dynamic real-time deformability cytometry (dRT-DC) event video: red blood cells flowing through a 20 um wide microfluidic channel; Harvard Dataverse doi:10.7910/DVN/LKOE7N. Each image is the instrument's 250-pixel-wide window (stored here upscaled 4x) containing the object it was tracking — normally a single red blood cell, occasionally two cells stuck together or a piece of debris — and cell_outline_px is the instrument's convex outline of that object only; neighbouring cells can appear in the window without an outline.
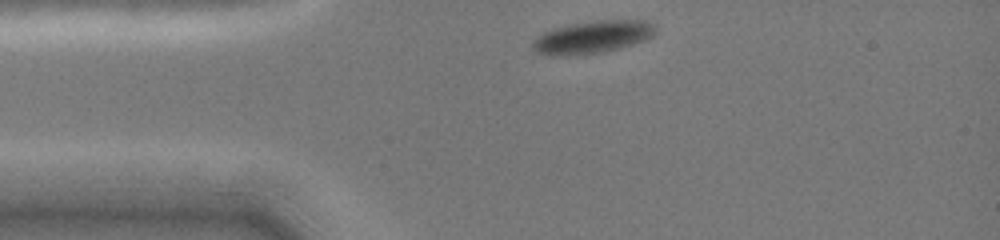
{"species": "common noctule bat (a hibernating species)", "species_latin": "Nyctalus noctula", "temperature_condition": "cold", "stored_images_in_passage": 8, "camera_frame_rate_fps": 3000, "um_per_image_px": 0.085, "animal": {"sex": "female", "body_mass_g": 19.0, "forearm_length_mm": 51.5}, "frame": {"image": 1, "passage_image": 1, "time_ms": 0.0, "image_size_px": [1000, 240], "cell_outline_px": [[656, 28], [652, 36], [620, 48], [600, 52], [560, 56], [536, 52], [532, 48], [532, 40], [536, 36], [552, 28], [572, 24], [600, 20], [648, 20]], "centroid_in_image_um": [50.32, 3.14], "position_along_channel_um": 34.7, "area_um2": 22.95}}
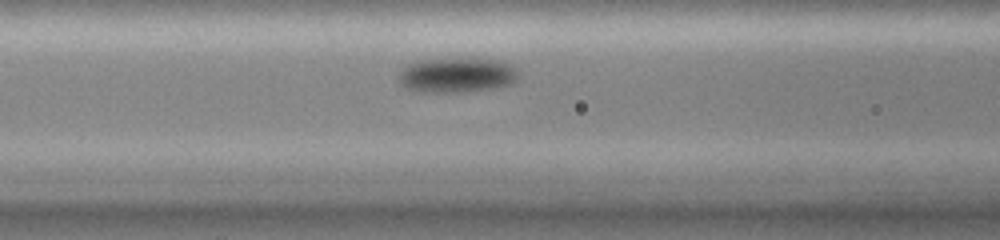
{"frame": {"image": 2, "passage_image": 6, "time_ms": 3.0, "image_size_px": [1000, 240], "cell_outline_px": [[516, 76], [508, 84], [492, 88], [464, 92], [420, 92], [408, 88], [400, 84], [400, 72], [404, 64], [412, 60], [456, 56], [476, 56], [500, 60], [512, 64], [516, 68]], "centroid_in_image_um": [38.77, 6.3], "position_along_channel_um": 127.8, "area_um2": 25.37}}
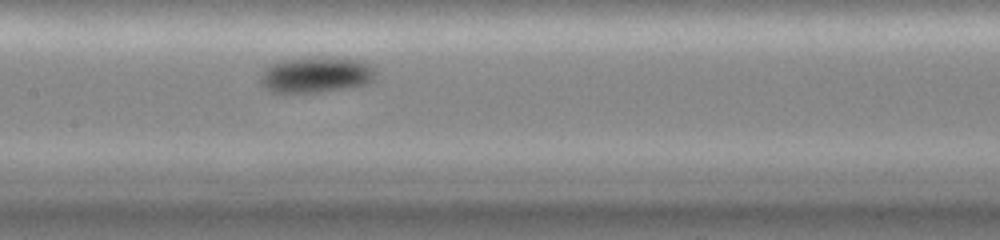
{"frame": {"image": 3, "passage_image": 8, "time_ms": 4.333, "image_size_px": [1000, 240], "cell_outline_px": [[376, 72], [372, 80], [368, 84], [352, 88], [316, 92], [268, 92], [264, 88], [260, 80], [260, 76], [264, 64], [280, 60], [324, 56], [344, 56], [364, 60], [372, 64]], "centroid_in_image_um": [26.88, 6.32], "position_along_channel_um": 180.5, "area_um2": 25.2}}